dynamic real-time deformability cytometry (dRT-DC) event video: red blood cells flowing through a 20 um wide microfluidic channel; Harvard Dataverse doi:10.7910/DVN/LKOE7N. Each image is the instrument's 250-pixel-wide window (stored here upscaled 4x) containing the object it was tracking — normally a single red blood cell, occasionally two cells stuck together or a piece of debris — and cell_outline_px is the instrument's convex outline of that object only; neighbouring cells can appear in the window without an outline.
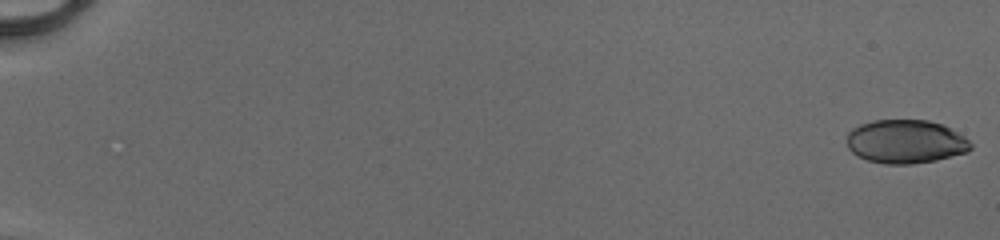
{"species": "human", "species_latin": "Homo sapiens", "temperature_condition": "cold", "stored_images_in_passage": 22, "camera_frame_rate_fps": 3000, "um_per_image_px": 0.085, "donor": {"sex": "male"}, "frame": {"image": 1, "passage_image": 1, "time_ms": 0.0, "image_size_px": [1000, 240], "cell_outline_px": [[972, 148], [968, 152], [936, 160], [912, 164], [884, 164], [868, 160], [852, 152], [848, 148], [848, 132], [852, 128], [860, 124], [872, 120], [928, 120], [940, 124], [964, 136], [972, 144]], "centroid_in_image_um": [76.98, 12.04], "position_along_channel_um": 8.0, "area_um2": 31.39}}
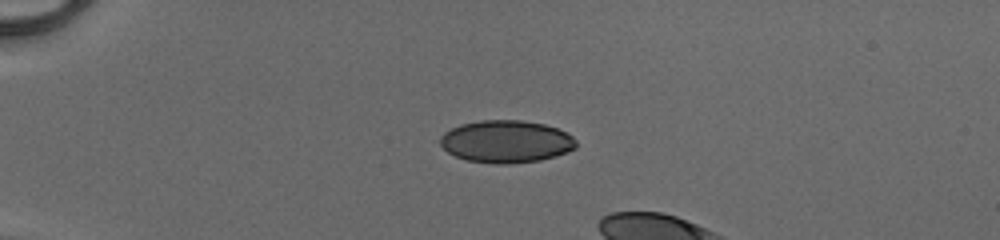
{"frame": {"image": 2, "passage_image": 15, "time_ms": 4.667, "image_size_px": [1000, 240], "cell_outline_px": [[576, 148], [568, 152], [556, 156], [540, 160], [508, 164], [496, 164], [468, 160], [456, 156], [448, 152], [440, 144], [440, 136], [444, 132], [460, 124], [480, 120], [520, 120], [544, 124], [568, 132], [576, 140]], "centroid_in_image_um": [43.04, 12.03], "position_along_channel_um": 42.0, "area_um2": 33.7}}
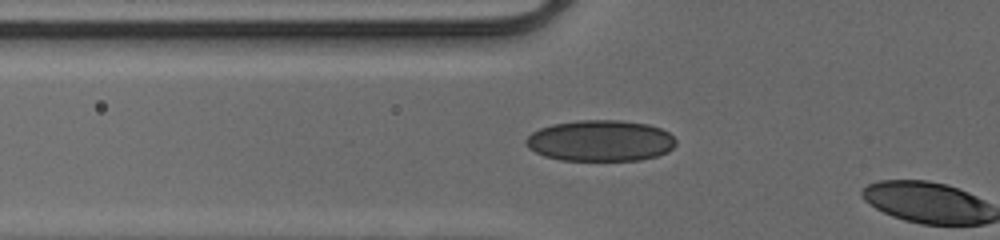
{"frame": {"image": 3, "passage_image": 21, "time_ms": 6.667, "image_size_px": [1000, 240], "cell_outline_px": [[676, 144], [668, 152], [656, 156], [640, 160], [560, 160], [544, 156], [528, 148], [524, 144], [524, 140], [532, 132], [540, 128], [552, 124], [580, 120], [620, 120], [648, 124], [660, 128], [668, 132], [676, 140]], "centroid_in_image_um": [51.02, 11.96], "position_along_channel_um": 74.8, "area_um2": 36.07}}